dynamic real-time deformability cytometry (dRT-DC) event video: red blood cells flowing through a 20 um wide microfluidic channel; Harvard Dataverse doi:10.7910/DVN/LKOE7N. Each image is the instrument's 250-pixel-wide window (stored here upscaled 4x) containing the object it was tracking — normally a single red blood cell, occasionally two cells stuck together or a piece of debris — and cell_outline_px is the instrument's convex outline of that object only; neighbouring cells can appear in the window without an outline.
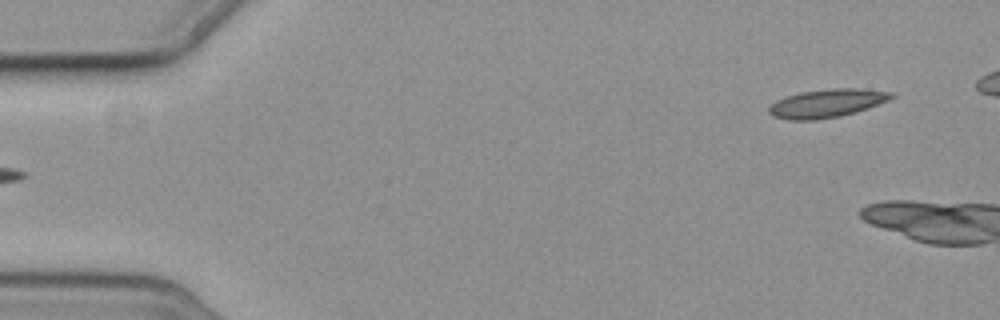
{"species": "common noctule bat (a hibernating species)", "species_latin": "Nyctalus noctula", "temperature_condition": "cold", "stored_images_in_passage": 6, "segment_of_instrument_passage": [2, 2], "camera_frame_rate_fps": 3000, "um_per_image_px": 0.085, "animal": {"sex": "female", "body_mass_g": 19.3, "forearm_length_mm": 54.1}, "frame": {"image": 1, "passage_image": 6, "time_ms": 6.667, "image_size_px": [1000, 320], "cell_outline_px": [[896, 96], [888, 100], [868, 108], [856, 112], [840, 116], [816, 120], [788, 120], [772, 116], [768, 112], [768, 108], [776, 100], [784, 96], [800, 92], [832, 88], [856, 88], [896, 92]], "centroid_in_image_um": [70.29, 8.77], "position_along_channel_um": 14.7, "area_um2": 20.46}}